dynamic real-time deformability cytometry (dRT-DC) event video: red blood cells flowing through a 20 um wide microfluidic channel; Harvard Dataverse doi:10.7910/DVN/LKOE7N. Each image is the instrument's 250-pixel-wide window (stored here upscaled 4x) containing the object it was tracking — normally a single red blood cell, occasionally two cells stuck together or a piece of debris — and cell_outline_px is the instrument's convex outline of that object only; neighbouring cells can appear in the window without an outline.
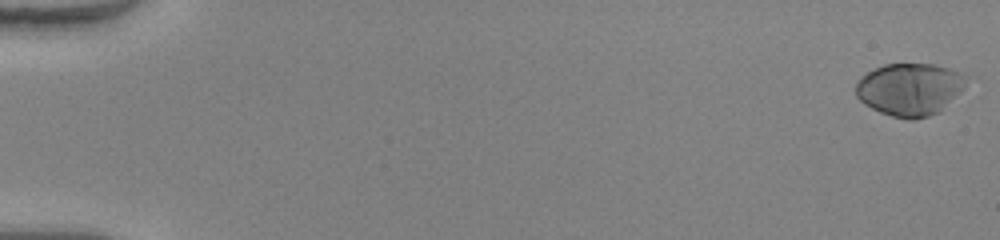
{"species": "human", "species_latin": "Homo sapiens", "temperature_condition": "warm", "stored_images_in_passage": 52, "camera_frame_rate_fps": 3000, "um_per_image_px": 0.085, "donor": {"sex": "female"}, "frame": {"image": 1, "passage_image": 1, "time_ms": 0.0, "image_size_px": [1000, 240], "cell_outline_px": [[968, 76], [964, 88], [940, 112], [928, 116], [912, 120], [908, 120], [892, 116], [880, 112], [864, 104], [856, 96], [856, 84], [868, 72], [884, 64], [932, 64], [948, 68], [960, 72]], "centroid_in_image_um": [77.35, 7.6], "position_along_channel_um": 7.6, "area_um2": 33.7}}
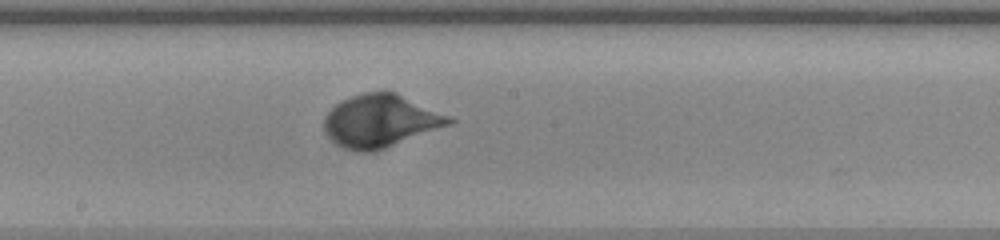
{"frame": {"image": 2, "passage_image": 30, "time_ms": 9.667, "image_size_px": [1000, 240], "cell_outline_px": [[456, 120], [452, 124], [376, 152], [356, 152], [344, 148], [336, 144], [328, 136], [324, 128], [324, 120], [328, 112], [336, 104], [352, 96], [364, 92], [396, 92], [452, 116]], "centroid_in_image_um": [32.39, 10.3], "position_along_channel_um": 215.8, "area_um2": 38.55}}
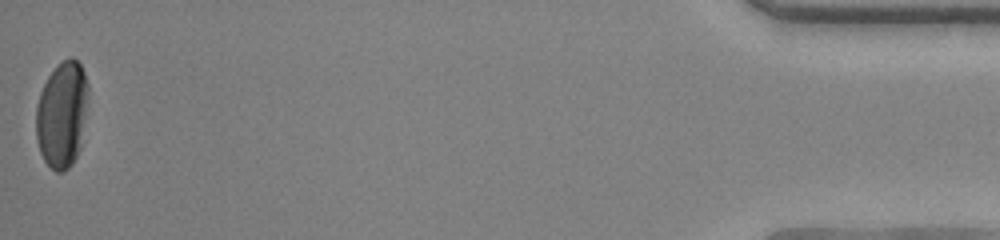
{"frame": {"image": 3, "passage_image": 52, "time_ms": 17.0, "image_size_px": [1000, 240], "cell_outline_px": [[88, 92], [80, 148], [72, 164], [64, 172], [56, 172], [44, 160], [40, 152], [36, 140], [36, 108], [40, 92], [48, 76], [64, 60], [72, 56], [80, 64], [84, 72], [88, 84]], "centroid_in_image_um": [5.26, 9.75], "position_along_channel_um": 429.9, "area_um2": 32.08}, "authors_computed_cell_mechanics": {"area_um2": 33.6974, "velocity_mm_per_s": 4.0758, "shape_relaxation_time_tau1_ms": 2.7252, "shape_relaxation_time_tau2_ms": null, "deformation_change_tau1": 0.1965, "deformation_change_tau2": null}}